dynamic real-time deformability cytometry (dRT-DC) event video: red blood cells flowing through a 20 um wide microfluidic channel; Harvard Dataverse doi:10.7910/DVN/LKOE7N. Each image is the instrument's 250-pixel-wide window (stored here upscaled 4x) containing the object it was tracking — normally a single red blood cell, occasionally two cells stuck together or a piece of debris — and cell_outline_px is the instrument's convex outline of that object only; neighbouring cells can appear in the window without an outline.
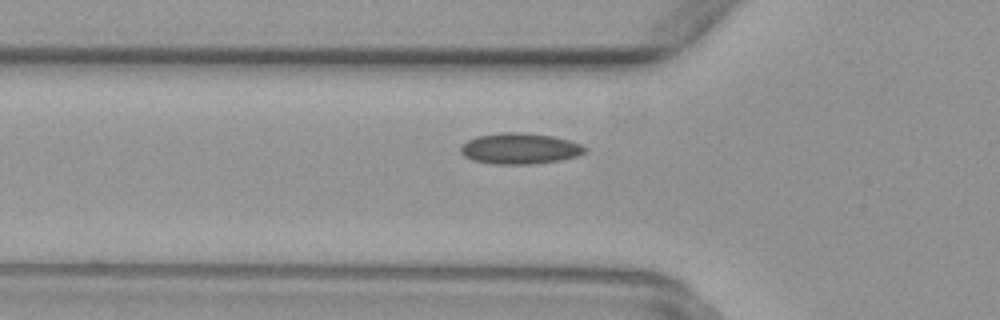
{"species": "common noctule bat (a hibernating species)", "species_latin": "Nyctalus noctula", "temperature_condition": "warm", "stored_images_in_passage": 38, "camera_frame_rate_fps": 3000, "um_per_image_px": 0.085, "animal": {"sex": "female", "body_mass_g": 29.2, "forearm_length_mm": 56.3}, "frame": {"image": 1, "passage_image": 5, "time_ms": 1.333, "image_size_px": [1000, 320], "cell_outline_px": [[588, 148], [584, 152], [576, 156], [560, 160], [532, 164], [492, 164], [472, 160], [464, 156], [460, 152], [460, 148], [468, 140], [476, 136], [500, 132], [524, 132], [552, 136], [568, 140], [580, 144]], "centroid_in_image_um": [44.16, 12.62], "position_along_channel_um": 81.6, "area_um2": 22.43}}
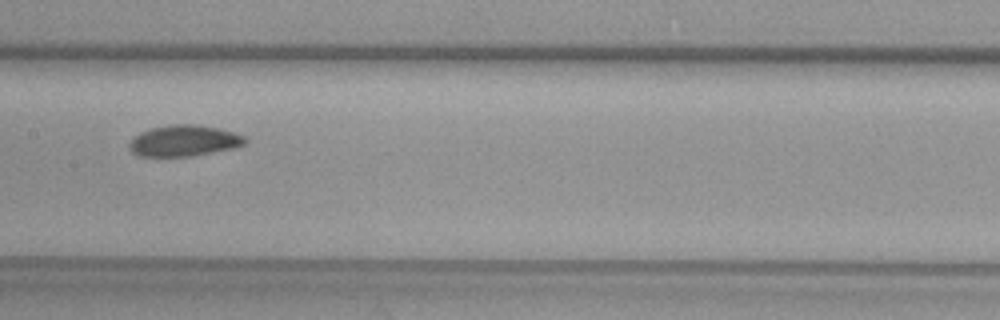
{"frame": {"image": 2, "passage_image": 13, "time_ms": 4.0, "image_size_px": [1000, 320], "cell_outline_px": [[248, 140], [244, 144], [236, 148], [188, 156], [140, 156], [132, 152], [128, 148], [128, 144], [140, 132], [152, 128], [172, 124], [196, 124], [216, 128], [232, 132], [244, 136]], "centroid_in_image_um": [15.64, 11.96], "position_along_channel_um": 191.8, "area_um2": 20.81}}
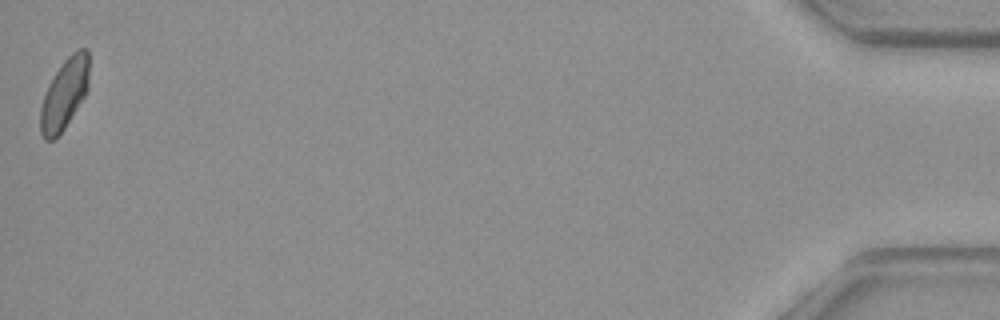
{"frame": {"image": 3, "passage_image": 38, "time_ms": 12.333, "image_size_px": [1000, 320], "cell_outline_px": [[88, 88], [84, 96], [64, 128], [52, 140], [44, 140], [40, 132], [40, 108], [44, 92], [48, 84], [64, 60], [72, 52], [80, 48], [88, 48]], "centroid_in_image_um": [5.45, 7.97], "position_along_channel_um": 429.7, "area_um2": 19.83}}